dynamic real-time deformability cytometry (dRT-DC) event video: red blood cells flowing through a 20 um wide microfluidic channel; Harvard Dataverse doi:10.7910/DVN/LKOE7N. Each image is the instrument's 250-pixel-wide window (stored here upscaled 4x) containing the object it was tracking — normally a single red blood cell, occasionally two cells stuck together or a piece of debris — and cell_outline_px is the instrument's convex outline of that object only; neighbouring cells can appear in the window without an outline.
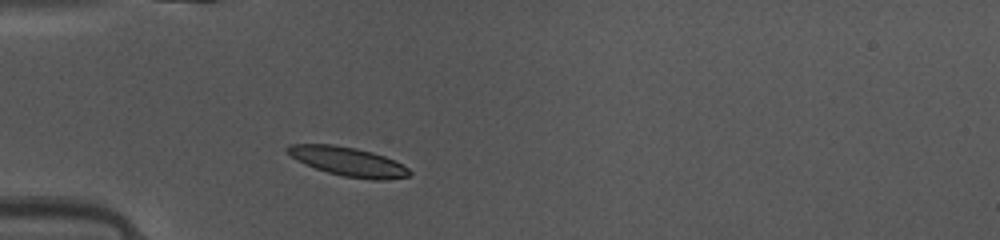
{"species": "common noctule bat (a hibernating species)", "species_latin": "Nyctalus noctula", "temperature_condition": "warm", "stored_images_in_passage": 48, "camera_frame_rate_fps": 3000, "um_per_image_px": 0.085, "animal": {"sex": "female", "body_mass_g": 10.0, "forearm_length_mm": 53.1}, "frame": {"image": 1, "passage_image": 14, "time_ms": 4.333, "image_size_px": [1000, 240], "cell_outline_px": [[412, 172], [408, 176], [384, 180], [372, 180], [344, 176], [328, 172], [304, 164], [292, 156], [284, 148], [288, 144], [332, 144], [356, 148], [372, 152], [384, 156], [408, 168]], "centroid_in_image_um": [29.57, 13.72], "position_along_channel_um": 55.4, "area_um2": 20.4}}
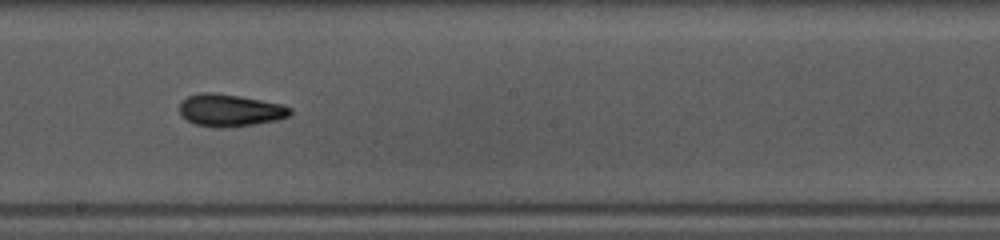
{"frame": {"image": 2, "passage_image": 27, "time_ms": 8.667, "image_size_px": [1000, 240], "cell_outline_px": [[292, 112], [288, 116], [276, 120], [256, 124], [224, 128], [220, 128], [196, 124], [188, 120], [180, 112], [180, 104], [188, 96], [200, 92], [212, 92], [240, 96], [280, 104], [292, 108]], "centroid_in_image_um": [19.56, 9.37], "position_along_channel_um": 228.6, "area_um2": 20.58}}
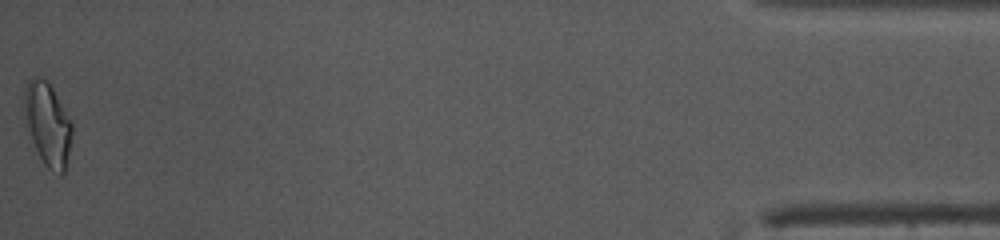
{"frame": {"image": 3, "passage_image": 48, "time_ms": 15.667, "image_size_px": [1000, 240], "cell_outline_px": [[72, 132], [64, 172], [52, 172], [44, 164], [24, 124], [24, 88], [28, 80], [36, 76], [40, 76], [48, 80], [72, 124]], "centroid_in_image_um": [4.01, 10.49], "position_along_channel_um": 431.2, "area_um2": 22.89}, "authors_computed_cell_mechanics": {"area_um2": 19.7965, "velocity_mm_per_s": 4.1511, "shape_relaxation_time_tau1_ms": 3.9762, "shape_relaxation_time_tau2_ms": 2.0784, "deformation_change_tau1": 0.1705, "deformation_change_tau2": 0.0988}}